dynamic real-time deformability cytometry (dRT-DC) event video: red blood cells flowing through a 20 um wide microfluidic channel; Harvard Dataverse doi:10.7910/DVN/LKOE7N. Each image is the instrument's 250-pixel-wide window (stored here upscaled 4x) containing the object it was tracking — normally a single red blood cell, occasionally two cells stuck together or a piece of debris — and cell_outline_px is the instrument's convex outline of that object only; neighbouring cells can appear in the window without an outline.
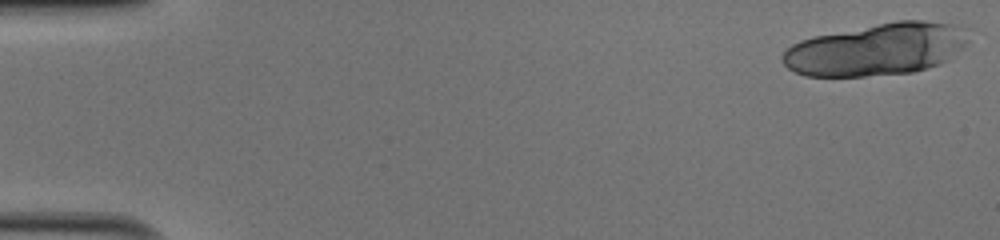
{"species": "human", "species_latin": "Homo sapiens", "temperature_condition": "cold", "stored_images_in_passage": 18, "camera_frame_rate_fps": 3000, "um_per_image_px": 0.085, "donor": {"sex": "male"}, "frame": {"image": 1, "passage_image": 1, "time_ms": 0.0, "image_size_px": [1000, 240], "cell_outline_px": [[968, 44], [948, 60], [940, 64], [928, 68], [912, 72], [864, 76], [804, 76], [788, 68], [780, 60], [780, 56], [792, 44], [800, 40], [816, 36], [896, 20], [924, 20], [952, 24], [968, 28]], "centroid_in_image_um": [74.55, 4.19], "position_along_channel_um": 10.5, "area_um2": 56.7}}